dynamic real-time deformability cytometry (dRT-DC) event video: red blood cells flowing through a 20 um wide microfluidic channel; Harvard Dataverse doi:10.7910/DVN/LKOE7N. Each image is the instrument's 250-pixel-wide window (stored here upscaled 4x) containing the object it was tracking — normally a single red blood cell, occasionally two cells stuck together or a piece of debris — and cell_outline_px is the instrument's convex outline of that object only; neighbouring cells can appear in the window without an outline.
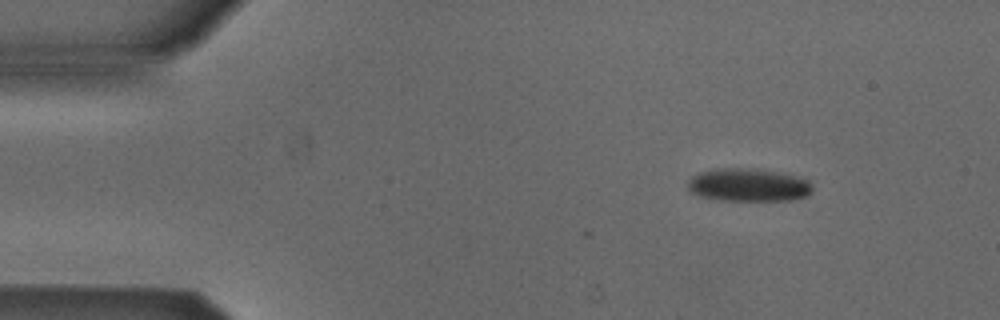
{"species": "Egyptian fruit bat (a non-hibernating species)", "species_latin": "Rousettus aegyptiacus", "temperature_condition": "cold", "stored_images_in_passage": 4, "camera_frame_rate_fps": 3000, "um_per_image_px": 0.085, "animal": {"sex": "male"}, "frame": {"image": 1, "passage_image": 1, "time_ms": 0.0, "image_size_px": [1000, 320], "cell_outline_px": [[812, 188], [804, 196], [788, 200], [720, 200], [700, 196], [688, 192], [688, 180], [692, 176], [700, 172], [720, 168], [748, 168], [772, 172], [792, 176], [808, 180]], "centroid_in_image_um": [63.51, 15.73], "position_along_channel_um": 21.5, "area_um2": 23.41}}